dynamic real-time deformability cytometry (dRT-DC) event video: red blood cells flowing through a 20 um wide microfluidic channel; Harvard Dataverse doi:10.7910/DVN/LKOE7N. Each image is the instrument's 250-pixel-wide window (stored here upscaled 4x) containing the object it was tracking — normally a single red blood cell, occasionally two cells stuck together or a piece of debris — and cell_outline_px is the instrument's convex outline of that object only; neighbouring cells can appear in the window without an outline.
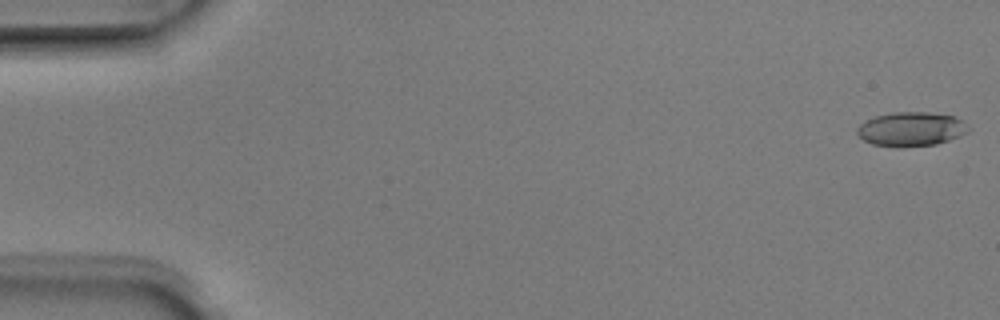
{"species": "Egyptian fruit bat (a non-hibernating species)", "species_latin": "Rousettus aegyptiacus", "temperature_condition": "room temperature", "stored_images_in_passage": 5, "camera_frame_rate_fps": 3000, "um_per_image_px": 0.085, "animal": {"sex": "male"}, "frame": {"image": 1, "passage_image": 1, "time_ms": 0.0, "image_size_px": [1000, 320], "cell_outline_px": [[972, 128], [968, 132], [960, 136], [936, 144], [900, 148], [896, 148], [872, 144], [864, 140], [856, 132], [856, 128], [860, 124], [876, 116], [892, 112], [928, 112], [956, 116]], "centroid_in_image_um": [77.47, 10.98], "position_along_channel_um": 7.5, "area_um2": 22.43}}
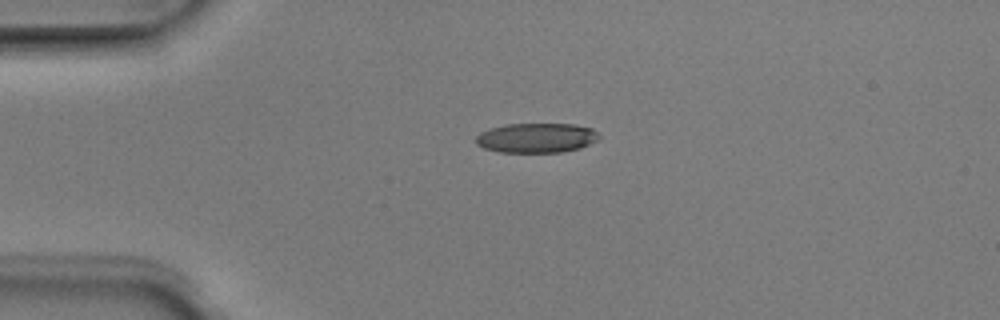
{"frame": {"image": 2, "passage_image": 4, "time_ms": 1.0, "image_size_px": [1000, 320], "cell_outline_px": [[600, 136], [596, 140], [580, 148], [560, 152], [500, 152], [484, 148], [476, 144], [476, 136], [480, 132], [488, 128], [508, 124], [572, 124], [592, 128]], "centroid_in_image_um": [45.56, 11.71], "position_along_channel_um": 39.4, "area_um2": 21.21}}